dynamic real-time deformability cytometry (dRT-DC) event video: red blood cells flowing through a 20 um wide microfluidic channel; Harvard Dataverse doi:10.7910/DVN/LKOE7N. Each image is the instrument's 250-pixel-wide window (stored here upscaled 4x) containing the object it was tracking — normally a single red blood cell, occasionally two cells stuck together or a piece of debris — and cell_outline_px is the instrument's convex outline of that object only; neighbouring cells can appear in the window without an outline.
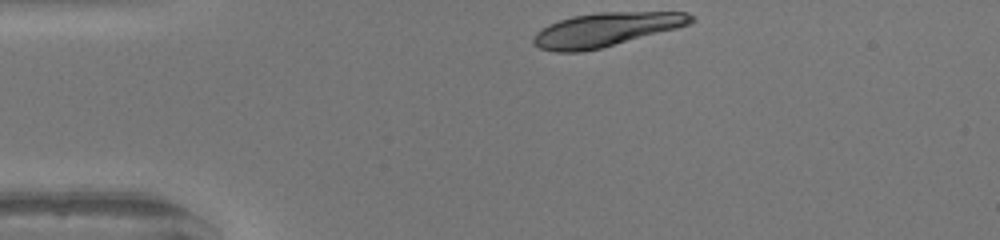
{"species": "human", "species_latin": "Homo sapiens", "temperature_condition": "warm", "stored_images_in_passage": 30, "camera_frame_rate_fps": 3000, "um_per_image_px": 0.085, "donor": {"sex": "female"}, "frame": {"image": 1, "passage_image": 1, "time_ms": 0.0, "image_size_px": [1000, 240], "cell_outline_px": [[696, 20], [688, 24], [676, 28], [600, 48], [580, 52], [556, 52], [540, 48], [532, 44], [532, 40], [536, 32], [540, 28], [548, 24], [572, 16], [600, 12], [684, 12], [696, 16]], "centroid_in_image_um": [51.46, 2.51], "position_along_channel_um": 33.5, "area_um2": 30.87}}
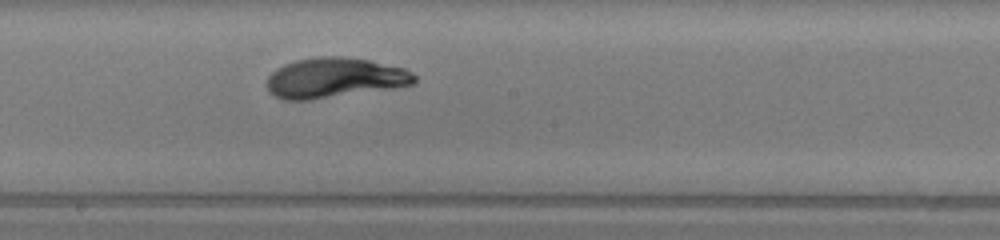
{"frame": {"image": 2, "passage_image": 18, "time_ms": 5.667, "image_size_px": [1000, 240], "cell_outline_px": [[416, 80], [412, 84], [396, 88], [312, 100], [284, 100], [268, 92], [268, 76], [276, 68], [284, 64], [296, 60], [320, 56], [340, 56], [368, 60], [404, 68], [412, 72], [416, 76]], "centroid_in_image_um": [28.44, 6.63], "position_along_channel_um": 219.8, "area_um2": 34.62}}
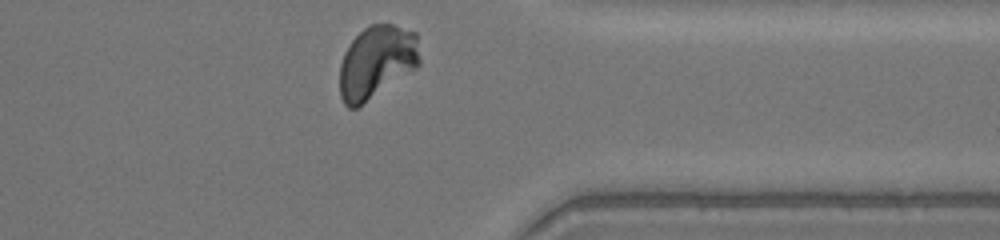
{"frame": {"image": 3, "passage_image": 30, "time_ms": 9.667, "image_size_px": [1000, 240], "cell_outline_px": [[420, 64], [416, 68], [356, 108], [348, 108], [344, 104], [340, 96], [340, 64], [344, 52], [352, 40], [368, 24], [392, 24], [416, 32], [420, 60]], "centroid_in_image_um": [32.0, 5.25], "position_along_channel_um": 379.4, "area_um2": 33.87}, "authors_computed_cell_mechanics": {"area_um2": 33.4373, "velocity_mm_per_s": 4.1718, "shape_relaxation_time_tau1_ms": 2.6941, "shape_relaxation_time_tau2_ms": null, "deformation_change_tau1": 0.174, "deformation_change_tau2": null}}